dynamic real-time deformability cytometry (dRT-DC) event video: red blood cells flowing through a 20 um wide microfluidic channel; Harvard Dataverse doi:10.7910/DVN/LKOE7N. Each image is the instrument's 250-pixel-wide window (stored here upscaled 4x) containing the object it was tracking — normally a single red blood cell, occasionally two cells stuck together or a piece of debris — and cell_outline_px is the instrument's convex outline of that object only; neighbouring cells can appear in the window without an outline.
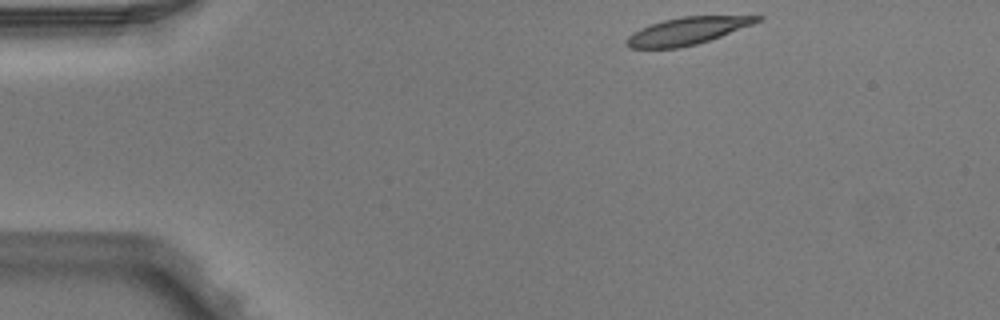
{"species": "Egyptian fruit bat (a non-hibernating species)", "species_latin": "Rousettus aegyptiacus", "temperature_condition": "warm", "stored_images_in_passage": 3, "segment_of_instrument_passage": [1, 2], "camera_frame_rate_fps": 3000, "um_per_image_px": 0.085, "animal": {"sex": "male"}, "frame": {"image": 1, "passage_image": 1, "time_ms": 0.0, "image_size_px": [1000, 320], "cell_outline_px": [[764, 16], [760, 20], [752, 24], [720, 36], [696, 44], [676, 48], [628, 48], [624, 44], [624, 40], [632, 32], [648, 24], [680, 16]], "centroid_in_image_um": [58.31, 2.63], "position_along_channel_um": 26.7, "area_um2": 20.63}}